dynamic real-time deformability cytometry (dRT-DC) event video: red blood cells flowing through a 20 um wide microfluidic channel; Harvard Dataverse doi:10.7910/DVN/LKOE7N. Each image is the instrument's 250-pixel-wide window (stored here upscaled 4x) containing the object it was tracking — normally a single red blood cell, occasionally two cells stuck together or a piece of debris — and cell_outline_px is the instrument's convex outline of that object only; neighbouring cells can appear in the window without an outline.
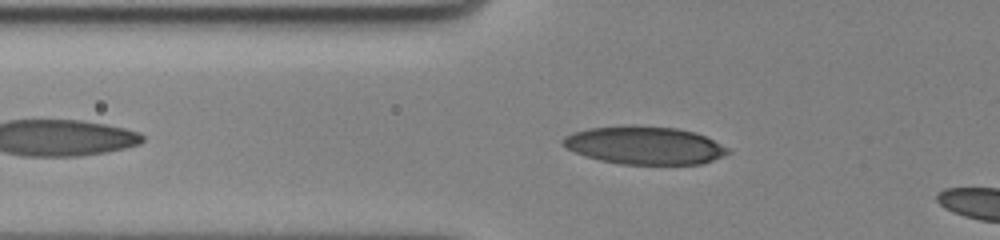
{"species": "human", "species_latin": "Homo sapiens", "temperature_condition": "cold", "stored_images_in_passage": 11, "camera_frame_rate_fps": 3000, "um_per_image_px": 0.085, "donor": {"sex": "female"}, "frame": {"image": 1, "passage_image": 8, "time_ms": 2.333, "image_size_px": [1000, 240], "cell_outline_px": [[732, 152], [724, 156], [700, 164], [620, 164], [600, 160], [576, 152], [560, 144], [560, 140], [564, 136], [572, 132], [588, 128], [628, 124], [632, 124], [676, 128], [696, 132], [728, 148]], "centroid_in_image_um": [54.75, 12.33], "position_along_channel_um": 71.0, "area_um2": 36.7}}